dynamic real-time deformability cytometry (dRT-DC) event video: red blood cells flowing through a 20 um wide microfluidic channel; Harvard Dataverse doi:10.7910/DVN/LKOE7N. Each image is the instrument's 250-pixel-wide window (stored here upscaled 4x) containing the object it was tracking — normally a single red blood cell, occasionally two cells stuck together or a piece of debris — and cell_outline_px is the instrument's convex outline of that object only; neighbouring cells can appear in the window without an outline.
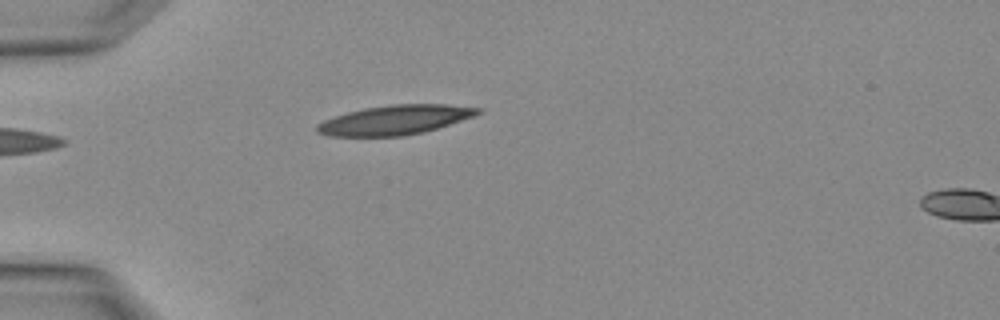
{"species": "Egyptian fruit bat (a non-hibernating species)", "species_latin": "Rousettus aegyptiacus", "temperature_condition": "warm", "stored_images_in_passage": 3, "segment_of_instrument_passage": [1, 2], "camera_frame_rate_fps": 3000, "um_per_image_px": 0.085, "animal": {"sex": "female"}, "frame": {"image": 1, "passage_image": 2, "time_ms": 0.333, "image_size_px": [1000, 320], "cell_outline_px": [[484, 112], [476, 116], [424, 132], [400, 136], [332, 136], [316, 132], [316, 124], [324, 120], [348, 112], [364, 108], [392, 104], [448, 104], [484, 108]], "centroid_in_image_um": [33.64, 10.18], "position_along_channel_um": 51.4, "area_um2": 27.74}}